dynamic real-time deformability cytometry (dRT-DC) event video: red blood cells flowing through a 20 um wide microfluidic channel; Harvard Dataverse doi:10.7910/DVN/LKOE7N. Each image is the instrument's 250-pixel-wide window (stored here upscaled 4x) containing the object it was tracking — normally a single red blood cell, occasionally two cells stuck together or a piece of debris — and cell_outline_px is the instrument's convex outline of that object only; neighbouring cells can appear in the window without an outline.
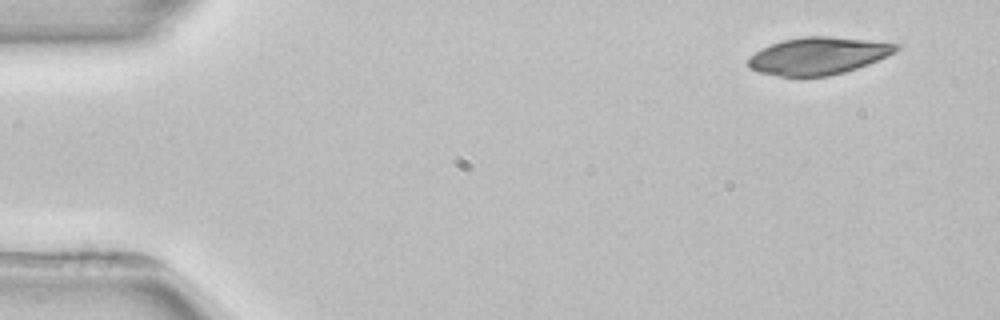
{"species": "common noctule bat (a hibernating species)", "species_latin": "Nyctalus noctula", "temperature_condition": "room temperature", "stored_images_in_passage": 4, "camera_frame_rate_fps": 3000, "um_per_image_px": 0.085, "animal": {"sex": "female", "body_mass_g": 22.7, "forearm_length_mm": 54.2}, "frame": {"image": 1, "passage_image": 1, "time_ms": 0.0, "image_size_px": [1000, 320], "cell_outline_px": [[904, 44], [900, 48], [876, 60], [856, 68], [844, 72], [828, 76], [780, 76], [760, 72], [748, 68], [748, 56], [760, 48], [784, 40], [804, 36], [828, 36], [868, 40]], "centroid_in_image_um": [69.51, 4.74], "position_along_channel_um": 15.5, "area_um2": 31.91}}